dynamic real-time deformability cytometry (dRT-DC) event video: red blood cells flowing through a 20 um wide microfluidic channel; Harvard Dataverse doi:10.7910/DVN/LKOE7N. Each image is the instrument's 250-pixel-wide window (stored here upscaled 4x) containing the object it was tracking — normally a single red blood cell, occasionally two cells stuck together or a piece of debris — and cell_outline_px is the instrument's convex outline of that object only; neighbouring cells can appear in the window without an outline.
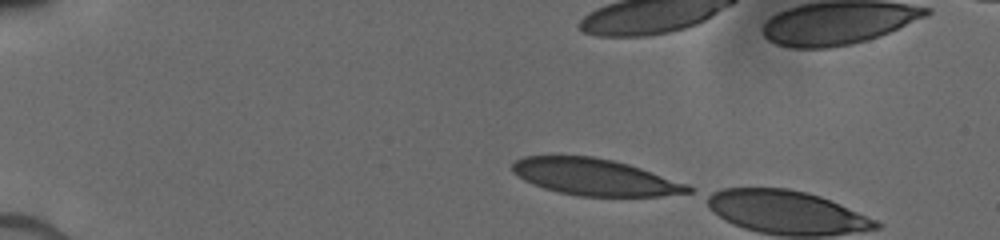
{"species": "human", "species_latin": "Homo sapiens", "temperature_condition": "cold", "stored_images_in_passage": 5, "camera_frame_rate_fps": 3000, "um_per_image_px": 0.085, "donor": {"sex": "male"}, "frame": {"image": 1, "passage_image": 1, "time_ms": 0.0, "image_size_px": [1000, 240], "cell_outline_px": [[692, 192], [660, 196], [580, 196], [560, 192], [544, 188], [532, 184], [524, 180], [512, 172], [512, 164], [516, 160], [524, 156], [592, 156], [612, 160], [628, 164], [688, 184], [692, 188]], "centroid_in_image_um": [50.54, 15.05], "position_along_channel_um": 34.5, "area_um2": 37.22}}